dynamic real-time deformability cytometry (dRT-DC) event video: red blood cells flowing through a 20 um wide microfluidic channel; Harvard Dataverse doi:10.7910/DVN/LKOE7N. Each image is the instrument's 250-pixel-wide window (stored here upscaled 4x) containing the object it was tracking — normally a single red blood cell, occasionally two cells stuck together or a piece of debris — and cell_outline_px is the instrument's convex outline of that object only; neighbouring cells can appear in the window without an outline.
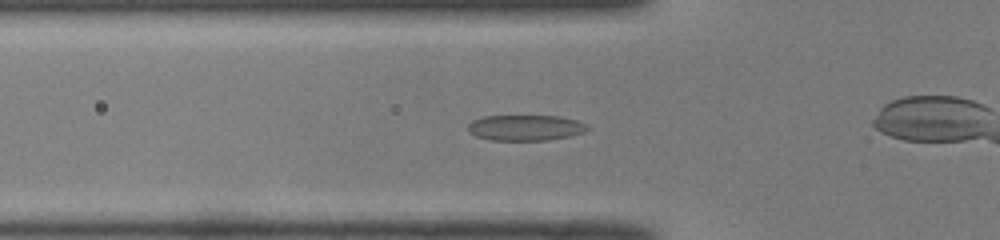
{"species": "common noctule bat (a hibernating species)", "species_latin": "Nyctalus noctula", "temperature_condition": "room temperature", "stored_images_in_passage": 36, "camera_frame_rate_fps": 3000, "um_per_image_px": 0.085, "animal": {"sex": "male", "body_mass_g": 19.0, "forearm_length_mm": 50.8}, "frame": {"image": 1, "passage_image": 5, "time_ms": 1.333, "image_size_px": [1000, 240], "cell_outline_px": [[592, 128], [584, 132], [568, 136], [548, 140], [488, 140], [476, 136], [468, 132], [468, 124], [472, 120], [484, 116], [560, 116], [576, 120], [588, 124]], "centroid_in_image_um": [44.67, 10.85], "position_along_channel_um": 81.1, "area_um2": 18.03}}
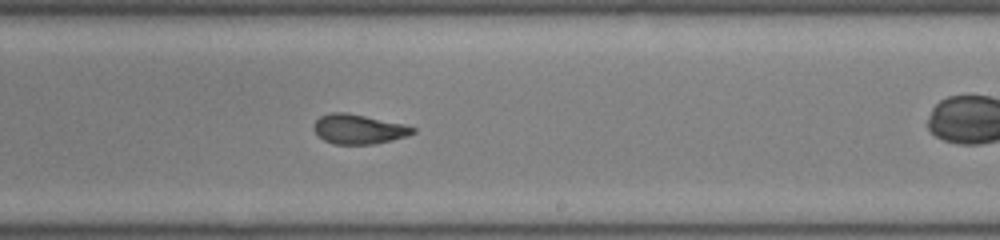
{"frame": {"image": 2, "passage_image": 18, "time_ms": 5.667, "image_size_px": [1000, 240], "cell_outline_px": [[416, 132], [408, 136], [392, 140], [372, 144], [332, 144], [324, 140], [312, 128], [312, 124], [320, 116], [332, 112], [348, 112], [404, 124], [416, 128]], "centroid_in_image_um": [30.48, 10.97], "position_along_channel_um": 258.5, "area_um2": 17.22}}
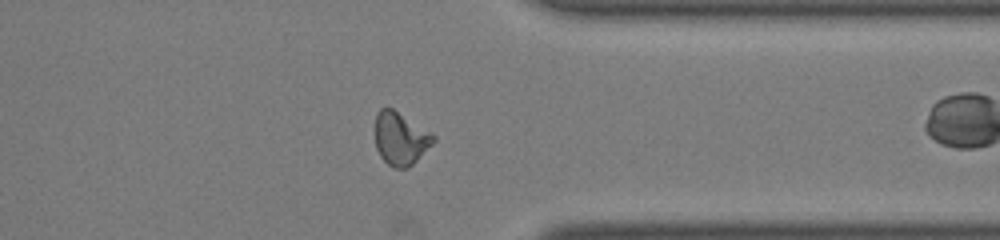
{"frame": {"image": 3, "passage_image": 27, "time_ms": 8.667, "image_size_px": [1000, 240], "cell_outline_px": [[436, 140], [408, 168], [392, 168], [380, 156], [376, 148], [376, 112], [380, 108], [392, 108], [436, 136]], "centroid_in_image_um": [34.03, 11.79], "position_along_channel_um": 377.4, "area_um2": 17.69}}